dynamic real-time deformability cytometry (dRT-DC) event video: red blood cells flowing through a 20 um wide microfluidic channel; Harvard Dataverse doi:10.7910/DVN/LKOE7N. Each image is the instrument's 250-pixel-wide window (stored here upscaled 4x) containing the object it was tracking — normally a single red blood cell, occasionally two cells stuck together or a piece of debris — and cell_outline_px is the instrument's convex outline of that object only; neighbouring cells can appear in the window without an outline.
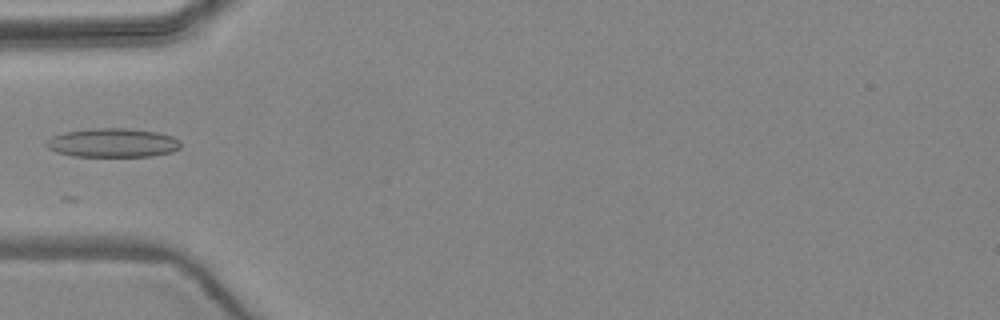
{"species": "common noctule bat (a hibernating species)", "species_latin": "Nyctalus noctula", "temperature_condition": "warm", "stored_images_in_passage": 4, "camera_frame_rate_fps": 3000, "um_per_image_px": 0.085, "animal": {"sex": "female", "body_mass_g": 24.6, "forearm_length_mm": 56.2}, "frame": {"image": 1, "passage_image": 3, "time_ms": 3.333, "image_size_px": [1000, 320], "cell_outline_px": [[180, 148], [172, 152], [152, 156], [72, 156], [56, 152], [48, 148], [44, 144], [52, 136], [64, 132], [92, 128], [124, 128], [156, 132], [172, 136], [180, 140]], "centroid_in_image_um": [9.57, 12.14], "position_along_channel_um": 75.4, "area_um2": 22.66}}
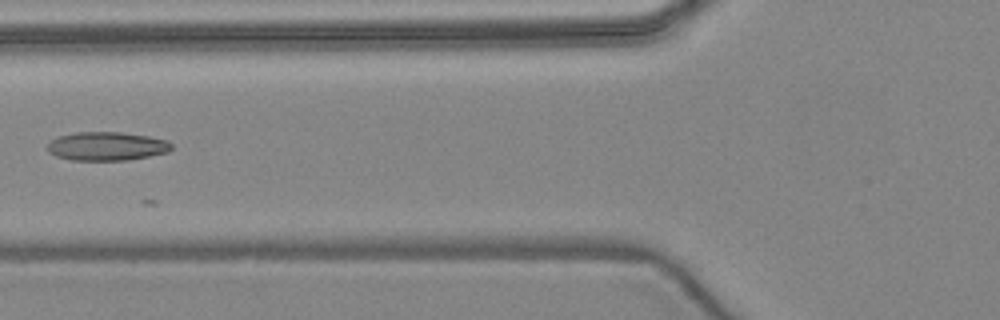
{"frame": {"image": 2, "passage_image": 4, "time_ms": 4.333, "image_size_px": [1000, 320], "cell_outline_px": [[172, 148], [168, 152], [128, 160], [72, 160], [56, 156], [48, 152], [48, 144], [52, 140], [60, 136], [76, 132], [120, 132], [148, 136], [168, 140], [172, 144]], "centroid_in_image_um": [9.09, 12.43], "position_along_channel_um": 116.7, "area_um2": 20.63}}